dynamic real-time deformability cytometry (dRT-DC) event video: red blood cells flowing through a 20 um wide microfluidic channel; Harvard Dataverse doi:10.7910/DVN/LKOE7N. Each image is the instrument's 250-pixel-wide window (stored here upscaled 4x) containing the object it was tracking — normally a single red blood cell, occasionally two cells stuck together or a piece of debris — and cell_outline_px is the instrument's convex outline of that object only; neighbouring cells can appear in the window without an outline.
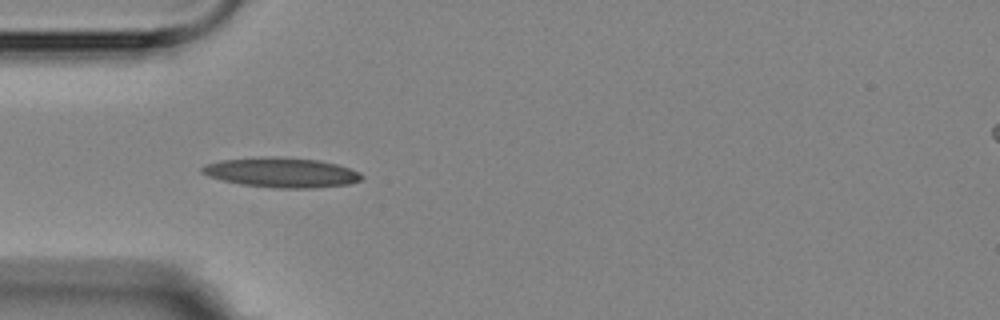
{"species": "Egyptian fruit bat (a non-hibernating species)", "species_latin": "Rousettus aegyptiacus", "temperature_condition": "room temperature", "stored_images_in_passage": 8, "camera_frame_rate_fps": 3000, "um_per_image_px": 0.085, "animal": {"sex": "female"}, "frame": {"image": 1, "passage_image": 4, "time_ms": 4.333, "image_size_px": [1000, 320], "cell_outline_px": [[364, 176], [360, 180], [348, 184], [312, 188], [272, 188], [240, 184], [208, 176], [200, 172], [200, 168], [204, 164], [220, 160], [260, 156], [276, 156], [316, 160], [336, 164], [360, 172]], "centroid_in_image_um": [23.87, 14.65], "position_along_channel_um": 61.1, "area_um2": 27.86}}
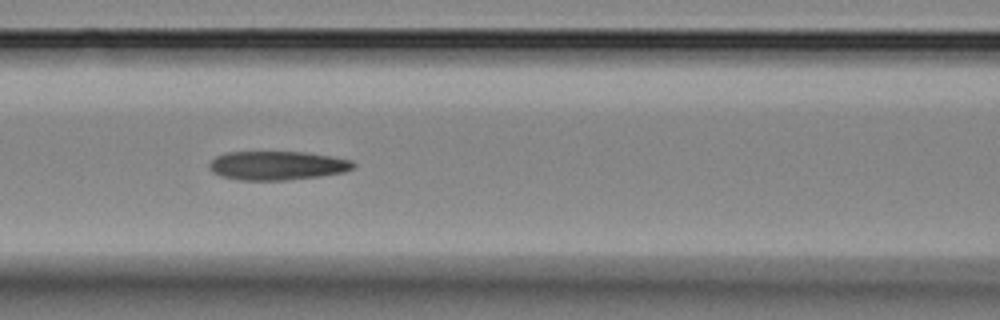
{"frame": {"image": 2, "passage_image": 6, "time_ms": 6.667, "image_size_px": [1000, 320], "cell_outline_px": [[356, 164], [352, 168], [344, 172], [320, 176], [284, 180], [240, 180], [220, 176], [212, 172], [208, 168], [208, 164], [216, 156], [224, 152], [304, 152], [332, 156], [352, 160]], "centroid_in_image_um": [23.53, 14.07], "position_along_channel_um": 143.1, "area_um2": 24.33}}
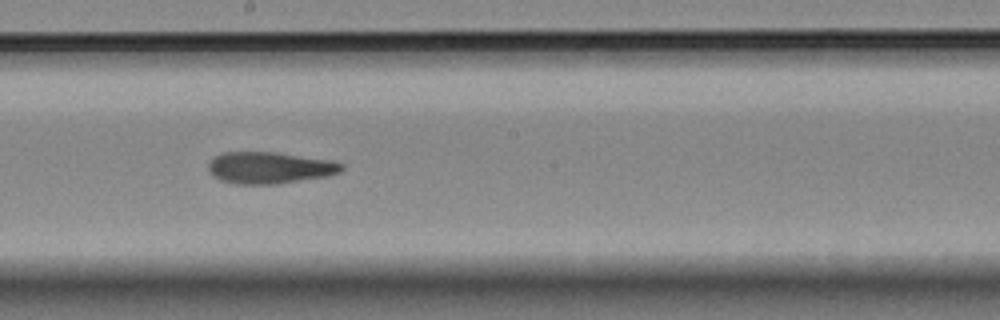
{"frame": {"image": 3, "passage_image": 8, "time_ms": 9.0, "image_size_px": [1000, 320], "cell_outline_px": [[344, 168], [340, 172], [324, 176], [276, 184], [236, 184], [220, 180], [208, 172], [208, 164], [212, 156], [220, 152], [276, 152], [332, 160], [344, 164]], "centroid_in_image_um": [22.86, 14.24], "position_along_channel_um": 225.3, "area_um2": 24.74}}